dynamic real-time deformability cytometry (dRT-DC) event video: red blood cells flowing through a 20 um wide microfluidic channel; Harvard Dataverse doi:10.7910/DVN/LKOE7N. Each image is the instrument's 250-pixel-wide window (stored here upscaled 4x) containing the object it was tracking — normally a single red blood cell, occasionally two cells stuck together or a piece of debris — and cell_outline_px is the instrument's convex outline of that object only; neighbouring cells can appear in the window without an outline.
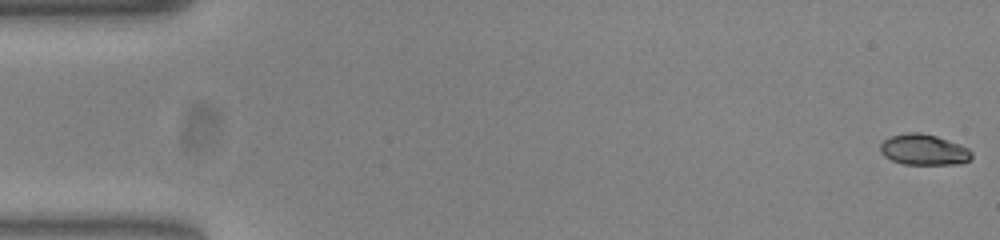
{"species": "common noctule bat (a hibernating species)", "species_latin": "Nyctalus noctula", "temperature_condition": "warm", "stored_images_in_passage": 53, "camera_frame_rate_fps": 3000, "um_per_image_px": 0.085, "animal": {"sex": "female", "body_mass_g": 23.0, "forearm_length_mm": 53.4}, "frame": {"image": 1, "passage_image": 1, "time_ms": 0.0, "image_size_px": [1000, 240], "cell_outline_px": [[972, 156], [968, 160], [960, 164], [904, 164], [892, 160], [884, 156], [880, 152], [880, 144], [884, 140], [892, 136], [908, 132], [920, 132], [936, 136], [960, 144], [968, 148], [972, 152]], "centroid_in_image_um": [78.52, 12.72], "position_along_channel_um": 6.5, "area_um2": 16.36}}
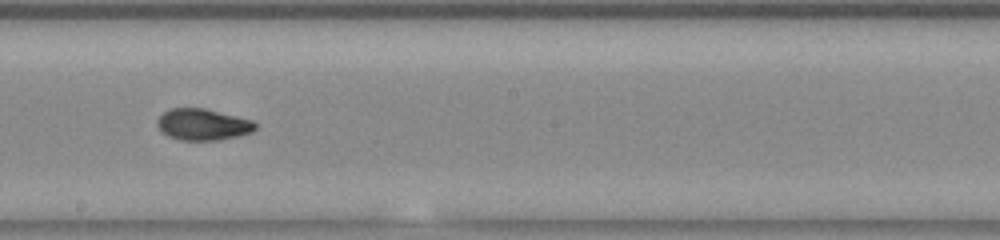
{"frame": {"image": 2, "passage_image": 30, "time_ms": 9.667, "image_size_px": [1000, 240], "cell_outline_px": [[256, 128], [252, 132], [236, 136], [216, 140], [180, 140], [168, 136], [160, 132], [156, 124], [156, 120], [164, 112], [172, 108], [204, 108], [252, 120], [256, 124]], "centroid_in_image_um": [17.2, 10.58], "position_along_channel_um": 231.0, "area_um2": 17.92}}
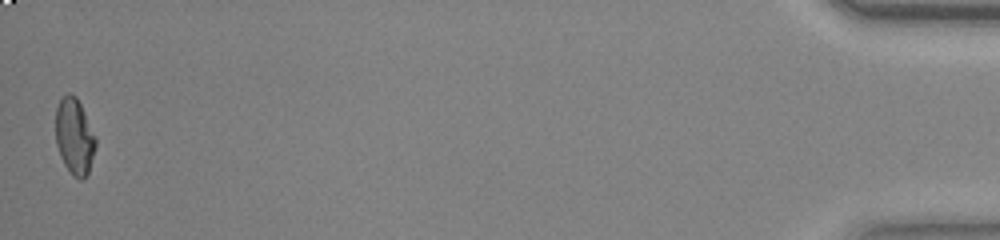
{"frame": {"image": 3, "passage_image": 53, "time_ms": 17.333, "image_size_px": [1000, 240], "cell_outline_px": [[96, 148], [88, 172], [84, 180], [80, 180], [72, 176], [64, 164], [60, 156], [56, 144], [56, 108], [60, 100], [68, 92], [76, 96], [96, 136]], "centroid_in_image_um": [6.34, 11.63], "position_along_channel_um": 428.9, "area_um2": 17.86}, "authors_computed_cell_mechanics": {"area_um2": 17.6868, "velocity_mm_per_s": 3.8715, "shape_relaxation_time_tau1_ms": 8.6845, "shape_relaxation_time_tau2_ms": 1.6522, "deformation_change_tau1": 0.2391, "deformation_change_tau2": 0.0556}}